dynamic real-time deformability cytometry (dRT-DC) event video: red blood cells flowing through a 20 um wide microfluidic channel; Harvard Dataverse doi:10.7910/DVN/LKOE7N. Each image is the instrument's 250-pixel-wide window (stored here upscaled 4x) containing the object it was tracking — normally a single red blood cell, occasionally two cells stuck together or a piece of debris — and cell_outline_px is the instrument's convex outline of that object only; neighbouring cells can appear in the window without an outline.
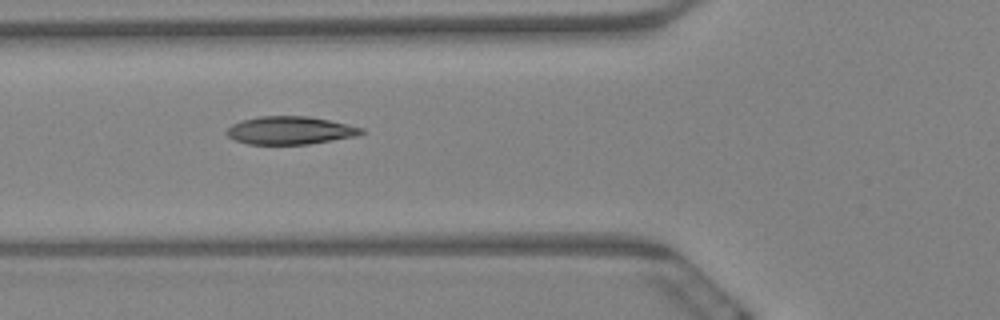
{"species": "Egyptian fruit bat (a non-hibernating species)", "species_latin": "Rousettus aegyptiacus", "temperature_condition": "warm", "stored_images_in_passage": 8, "camera_frame_rate_fps": 3000, "um_per_image_px": 0.085, "animal": {"sex": "female"}, "frame": {"image": 1, "passage_image": 7, "time_ms": 2.0, "image_size_px": [1000, 320], "cell_outline_px": [[364, 132], [356, 136], [308, 144], [248, 144], [236, 140], [228, 136], [224, 132], [232, 124], [240, 120], [260, 116], [308, 116], [348, 124], [364, 128]], "centroid_in_image_um": [24.64, 11.08], "position_along_channel_um": 101.2, "area_um2": 21.91}}
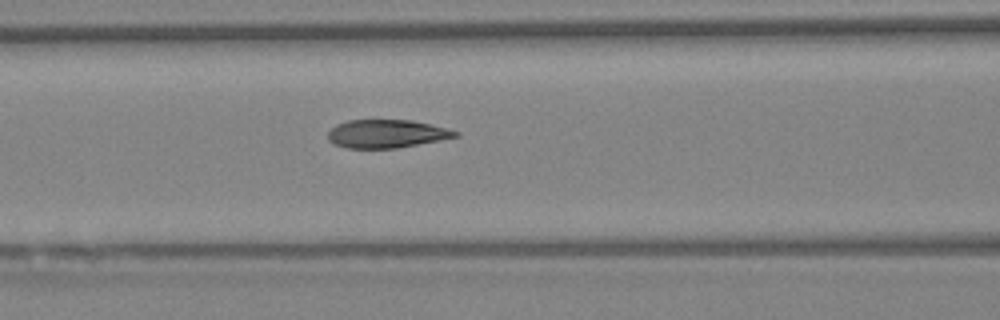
{"frame": {"image": 2, "passage_image": 8, "time_ms": 2.333, "image_size_px": [1000, 320], "cell_outline_px": [[460, 136], [440, 140], [396, 148], [348, 148], [332, 144], [328, 140], [328, 132], [336, 124], [348, 120], [412, 120], [448, 128], [460, 132]], "centroid_in_image_um": [32.86, 11.37], "position_along_channel_um": 133.7, "area_um2": 21.04}}